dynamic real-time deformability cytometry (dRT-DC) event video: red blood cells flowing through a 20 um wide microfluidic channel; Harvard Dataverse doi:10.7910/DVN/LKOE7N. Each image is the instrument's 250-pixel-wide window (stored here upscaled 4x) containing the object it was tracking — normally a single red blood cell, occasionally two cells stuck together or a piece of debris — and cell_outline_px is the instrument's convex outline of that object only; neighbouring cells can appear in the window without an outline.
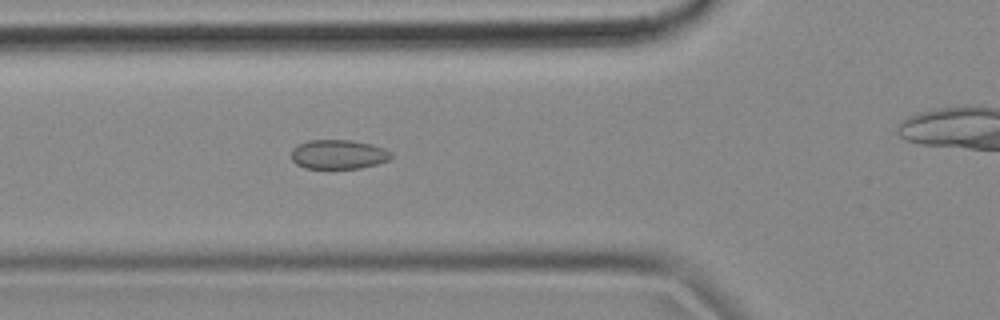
{"species": "common noctule bat (a hibernating species)", "species_latin": "Nyctalus noctula", "temperature_condition": "cold", "stored_images_in_passage": 44, "camera_frame_rate_fps": 3000, "um_per_image_px": 0.085, "animal": {"sex": "female", "body_mass_g": 18.4}, "frame": {"image": 1, "passage_image": 19, "time_ms": 6.0, "image_size_px": [1000, 320], "cell_outline_px": [[392, 156], [388, 160], [376, 164], [360, 168], [304, 168], [296, 164], [292, 160], [292, 148], [296, 144], [308, 140], [352, 140], [372, 144], [384, 148], [392, 152]], "centroid_in_image_um": [28.75, 13.11], "position_along_channel_um": 97.1, "area_um2": 17.17}}
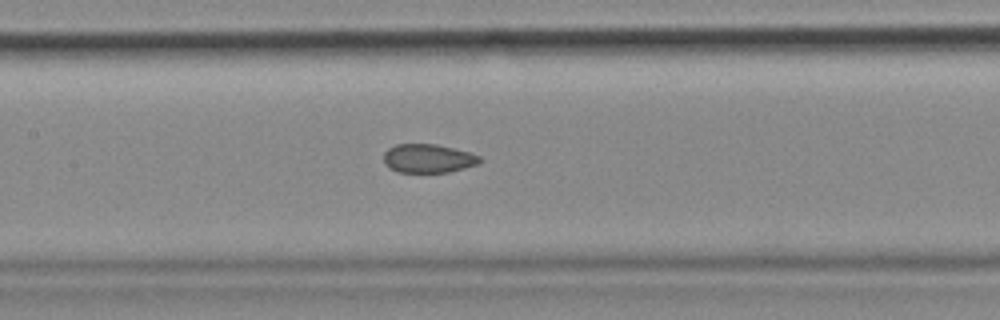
{"frame": {"image": 2, "passage_image": 25, "time_ms": 8.0, "image_size_px": [1000, 320], "cell_outline_px": [[484, 160], [480, 164], [448, 172], [396, 172], [388, 168], [384, 164], [384, 152], [388, 148], [396, 144], [436, 144], [468, 152], [480, 156]], "centroid_in_image_um": [36.39, 13.47], "position_along_channel_um": 171.0, "area_um2": 16.24}}
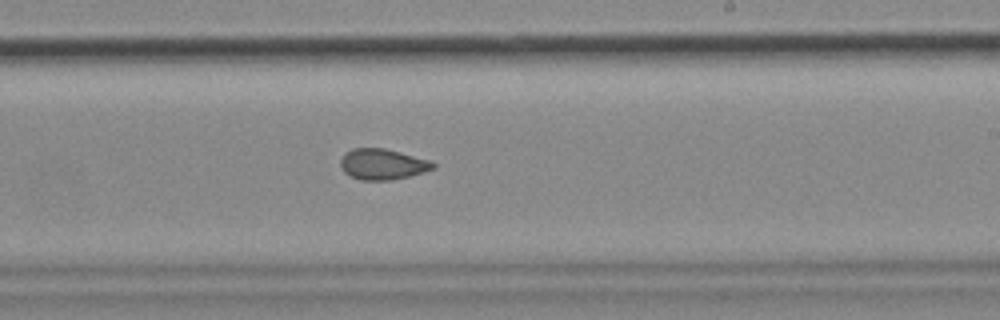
{"frame": {"image": 3, "passage_image": 32, "time_ms": 10.333, "image_size_px": [1000, 320], "cell_outline_px": [[436, 168], [424, 172], [392, 180], [360, 180], [344, 172], [340, 168], [340, 160], [344, 152], [352, 148], [384, 148], [432, 160], [436, 164]], "centroid_in_image_um": [32.52, 13.95], "position_along_channel_um": 256.5, "area_um2": 16.82}}